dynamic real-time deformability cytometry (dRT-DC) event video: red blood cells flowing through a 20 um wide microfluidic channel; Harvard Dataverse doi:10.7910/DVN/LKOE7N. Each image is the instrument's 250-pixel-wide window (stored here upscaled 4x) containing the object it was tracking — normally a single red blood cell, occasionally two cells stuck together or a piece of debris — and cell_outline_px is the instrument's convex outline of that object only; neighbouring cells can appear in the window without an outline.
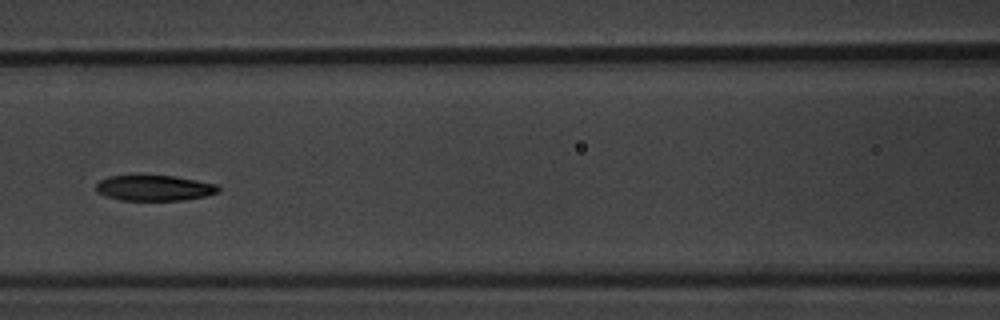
{"species": "common noctule bat (a hibernating species)", "species_latin": "Nyctalus noctula", "temperature_condition": "warm", "stored_images_in_passage": 8, "camera_frame_rate_fps": 3000, "um_per_image_px": 0.085, "animal": {"sex": "male", "body_mass_g": 20.1, "forearm_length_mm": 53.5}, "frame": {"image": 1, "passage_image": 7, "time_ms": 7.333, "image_size_px": [1000, 320], "cell_outline_px": [[220, 192], [204, 196], [184, 200], [120, 200], [96, 192], [96, 184], [100, 180], [108, 176], [176, 176], [216, 184], [220, 188]], "centroid_in_image_um": [13.13, 15.98], "position_along_channel_um": 153.5, "area_um2": 18.09}}
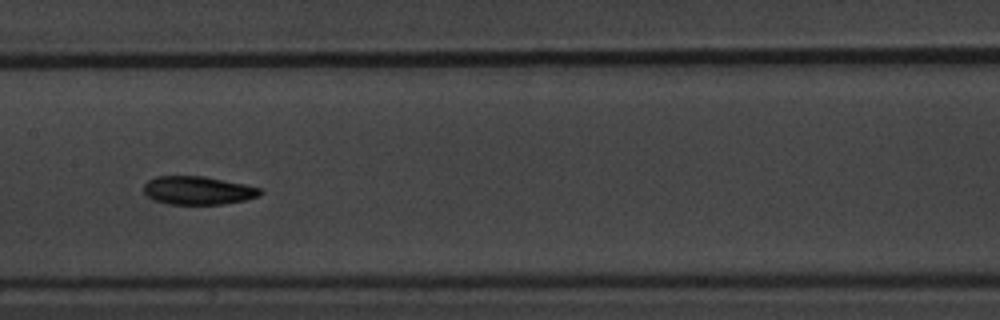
{"frame": {"image": 2, "passage_image": 8, "time_ms": 8.333, "image_size_px": [1000, 320], "cell_outline_px": [[264, 192], [260, 196], [244, 200], [224, 204], [168, 204], [152, 200], [144, 192], [144, 184], [148, 180], [156, 176], [204, 176], [244, 184], [260, 188]], "centroid_in_image_um": [16.82, 16.19], "position_along_channel_um": 190.6, "area_um2": 19.31}}